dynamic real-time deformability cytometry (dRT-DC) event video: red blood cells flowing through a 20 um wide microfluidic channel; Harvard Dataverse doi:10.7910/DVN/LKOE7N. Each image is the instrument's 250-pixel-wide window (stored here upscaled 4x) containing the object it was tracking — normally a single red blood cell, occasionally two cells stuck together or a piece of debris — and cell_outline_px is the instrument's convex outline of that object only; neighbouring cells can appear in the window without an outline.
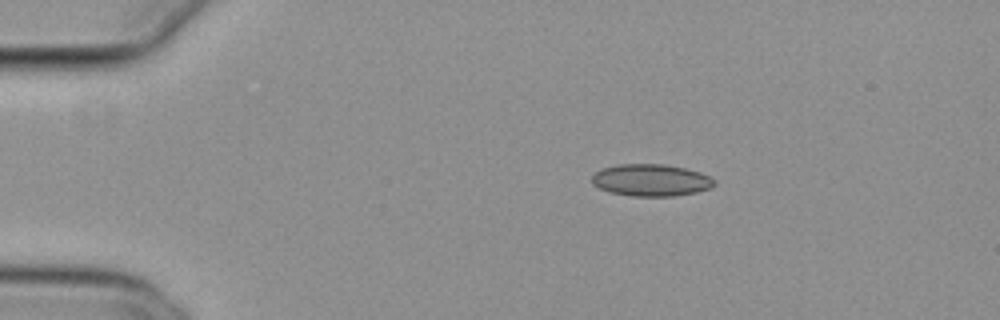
{"species": "common noctule bat (a hibernating species)", "species_latin": "Nyctalus noctula", "temperature_condition": "cold", "stored_images_in_passage": 15, "camera_frame_rate_fps": 3000, "um_per_image_px": 0.085, "animal": {"sex": "female", "body_mass_g": 29.2, "forearm_length_mm": 56.3}, "frame": {"image": 1, "passage_image": 10, "time_ms": 3.0, "image_size_px": [1000, 320], "cell_outline_px": [[716, 184], [712, 188], [696, 192], [676, 196], [632, 196], [608, 192], [592, 184], [592, 176], [596, 172], [604, 168], [616, 164], [664, 164], [684, 168], [700, 172], [708, 176]], "centroid_in_image_um": [55.33, 15.32], "position_along_channel_um": 29.7, "area_um2": 22.83}}